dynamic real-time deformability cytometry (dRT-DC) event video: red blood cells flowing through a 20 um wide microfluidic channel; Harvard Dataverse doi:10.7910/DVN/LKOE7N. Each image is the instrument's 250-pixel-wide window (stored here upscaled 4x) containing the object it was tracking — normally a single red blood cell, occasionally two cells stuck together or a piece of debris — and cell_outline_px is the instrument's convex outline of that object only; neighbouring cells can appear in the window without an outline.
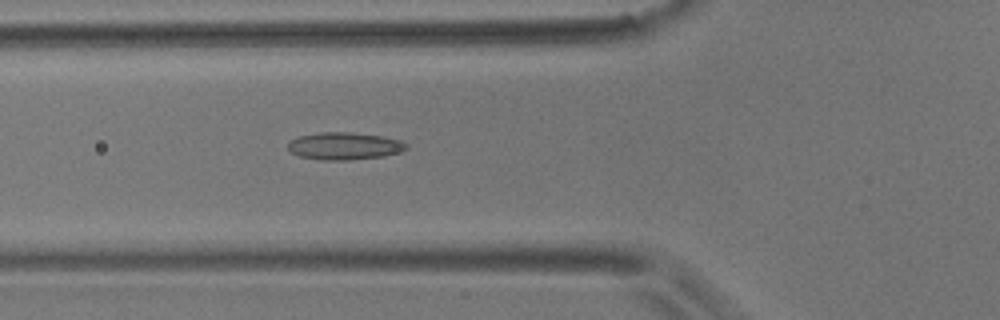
{"species": "common noctule bat (a hibernating species)", "species_latin": "Nyctalus noctula", "temperature_condition": "room temperature", "stored_images_in_passage": 47, "camera_frame_rate_fps": 3000, "um_per_image_px": 0.085, "animal": {"sex": "male", "body_mass_g": 17.9}, "frame": {"image": 1, "passage_image": 11, "time_ms": 3.333, "image_size_px": [1000, 320], "cell_outline_px": [[408, 148], [400, 152], [384, 156], [348, 160], [320, 160], [300, 156], [292, 152], [288, 148], [288, 140], [300, 136], [320, 132], [348, 132], [384, 136], [400, 140], [408, 144]], "centroid_in_image_um": [29.29, 12.41], "position_along_channel_um": 96.5, "area_um2": 18.96}}
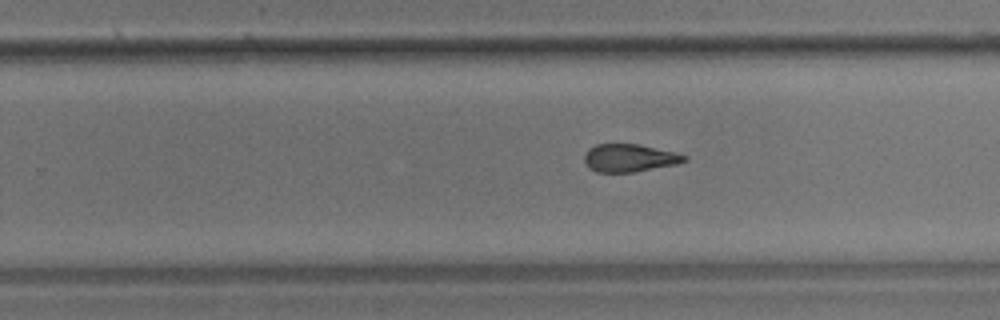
{"frame": {"image": 2, "passage_image": 26, "time_ms": 8.333, "image_size_px": [1000, 320], "cell_outline_px": [[688, 160], [676, 164], [632, 172], [596, 172], [588, 168], [584, 160], [584, 156], [588, 148], [596, 144], [636, 144], [676, 152], [688, 156]], "centroid_in_image_um": [53.48, 13.42], "position_along_channel_um": 276.3, "area_um2": 16.18}}
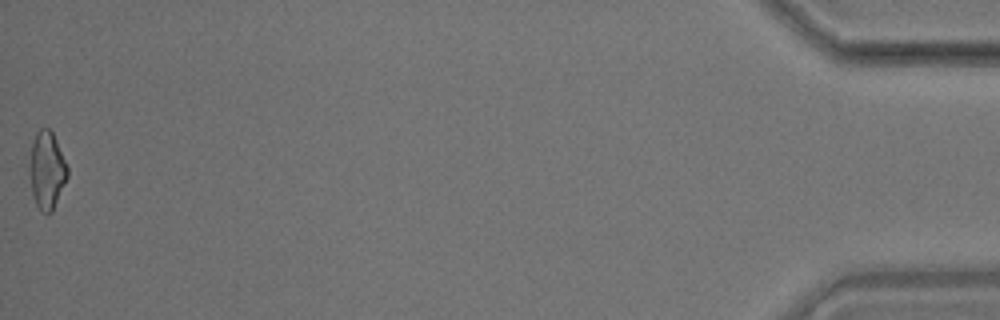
{"frame": {"image": 3, "passage_image": 47, "time_ms": 15.333, "image_size_px": [1000, 320], "cell_outline_px": [[68, 176], [52, 212], [44, 212], [36, 204], [32, 192], [28, 168], [28, 164], [32, 140], [36, 132], [40, 128], [48, 128], [52, 132], [56, 140], [68, 168]], "centroid_in_image_um": [3.96, 14.43], "position_along_channel_um": 431.2, "area_um2": 17.11}, "authors_computed_cell_mechanics": {"area_um2": 17.051, "velocity_mm_per_s": 3.5842, "shape_relaxation_time_tau1_ms": 10.8378, "shape_relaxation_time_tau2_ms": 3.609, "deformation_change_tau1": 0.2318, "deformation_change_tau2": 0.1326}}